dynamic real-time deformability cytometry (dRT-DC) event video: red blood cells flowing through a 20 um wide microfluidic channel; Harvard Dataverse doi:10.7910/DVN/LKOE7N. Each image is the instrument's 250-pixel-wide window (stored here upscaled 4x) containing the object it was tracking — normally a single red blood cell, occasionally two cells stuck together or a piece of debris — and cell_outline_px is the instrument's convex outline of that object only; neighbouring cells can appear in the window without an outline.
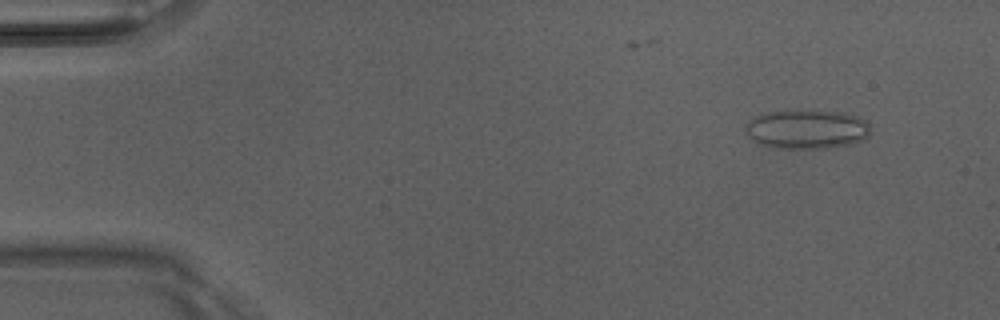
{"species": "Egyptian fruit bat (a non-hibernating species)", "species_latin": "Rousettus aegyptiacus", "temperature_condition": "room temperature", "stored_images_in_passage": 7, "camera_frame_rate_fps": 3000, "um_per_image_px": 0.085, "animal": {"sex": "male"}, "frame": {"image": 1, "passage_image": 2, "time_ms": 0.333, "image_size_px": [1000, 320], "cell_outline_px": [[868, 136], [860, 140], [848, 144], [828, 148], [776, 148], [756, 144], [744, 132], [744, 128], [756, 116], [772, 112], [840, 112], [860, 116], [868, 124]], "centroid_in_image_um": [68.55, 11.02], "position_along_channel_um": 16.5, "area_um2": 27.86}}